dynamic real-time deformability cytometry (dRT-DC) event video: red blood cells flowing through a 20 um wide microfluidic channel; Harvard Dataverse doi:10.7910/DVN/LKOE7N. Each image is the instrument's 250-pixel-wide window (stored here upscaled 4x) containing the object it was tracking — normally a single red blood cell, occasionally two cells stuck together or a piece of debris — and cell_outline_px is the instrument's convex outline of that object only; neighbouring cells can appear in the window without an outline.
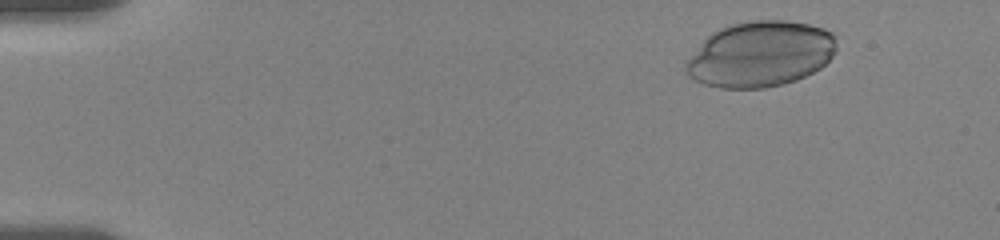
{"species": "human", "species_latin": "Homo sapiens", "temperature_condition": "room temperature", "stored_images_in_passage": 6, "camera_frame_rate_fps": 3000, "um_per_image_px": 0.085, "donor": {"sex": "female"}, "frame": {"image": 1, "passage_image": 1, "time_ms": 0.0, "image_size_px": [1000, 240], "cell_outline_px": [[836, 52], [820, 68], [796, 80], [784, 84], [764, 88], [720, 88], [704, 84], [688, 76], [684, 72], [684, 64], [704, 40], [712, 32], [720, 28], [732, 24], [752, 20], [784, 20], [808, 24], [824, 28], [832, 32], [836, 36]], "centroid_in_image_um": [64.64, 4.6], "position_along_channel_um": 20.4, "area_um2": 57.68}}